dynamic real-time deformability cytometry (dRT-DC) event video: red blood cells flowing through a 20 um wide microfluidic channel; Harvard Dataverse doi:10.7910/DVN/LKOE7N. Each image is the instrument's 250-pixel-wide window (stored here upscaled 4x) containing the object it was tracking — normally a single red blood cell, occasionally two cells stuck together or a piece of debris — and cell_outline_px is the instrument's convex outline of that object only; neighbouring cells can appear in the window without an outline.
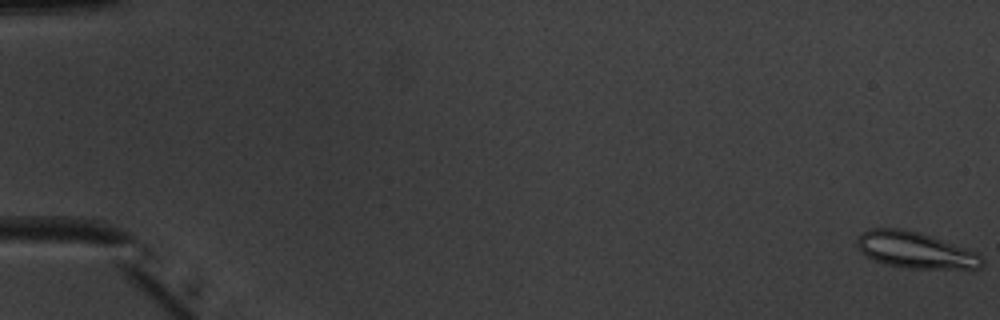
{"species": "common noctule bat (a hibernating species)", "species_latin": "Nyctalus noctula", "temperature_condition": "warm", "stored_images_in_passage": 53, "camera_frame_rate_fps": 3000, "um_per_image_px": 0.085, "animal": {"sex": "male", "body_mass_g": 20.1, "forearm_length_mm": 53.5}, "frame": {"image": 1, "passage_image": 1, "time_ms": 0.0, "image_size_px": [1000, 320], "cell_outline_px": [[984, 264], [980, 268], [908, 268], [884, 264], [864, 256], [860, 252], [856, 244], [856, 240], [860, 232], [872, 228], [900, 228], [920, 232], [932, 236], [976, 252], [984, 260]], "centroid_in_image_um": [77.73, 21.25], "position_along_channel_um": 7.3, "area_um2": 26.53}}
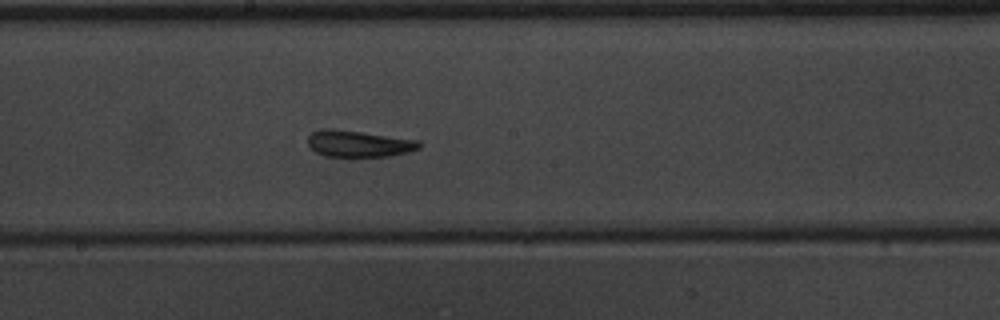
{"frame": {"image": 2, "passage_image": 30, "time_ms": 9.667, "image_size_px": [1000, 320], "cell_outline_px": [[424, 144], [420, 148], [408, 152], [388, 156], [352, 160], [324, 156], [316, 152], [308, 144], [308, 136], [312, 132], [324, 128], [332, 128], [420, 140]], "centroid_in_image_um": [30.5, 12.26], "position_along_channel_um": 217.7, "area_um2": 18.15}}
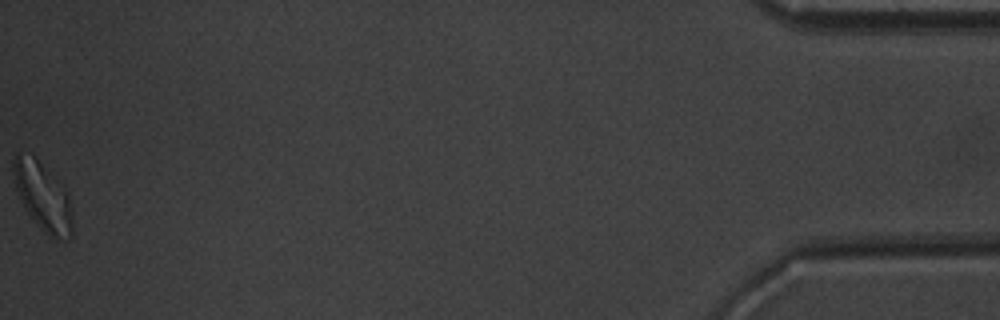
{"frame": {"image": 3, "passage_image": 53, "time_ms": 17.333, "image_size_px": [1000, 320], "cell_outline_px": [[72, 236], [56, 240], [48, 236], [36, 224], [24, 208], [16, 188], [12, 172], [12, 160], [16, 152], [32, 156], [68, 192], [72, 212]], "centroid_in_image_um": [3.63, 16.75], "position_along_channel_um": 431.6, "area_um2": 23.18}, "authors_computed_cell_mechanics": {"area_um2": 18.5538, "velocity_mm_per_s": 3.9685, "shape_relaxation_time_tau1_ms": 4.0343, "shape_relaxation_time_tau2_ms": 2.8635, "deformation_change_tau1": 0.1376, "deformation_change_tau2": 0.1195}}